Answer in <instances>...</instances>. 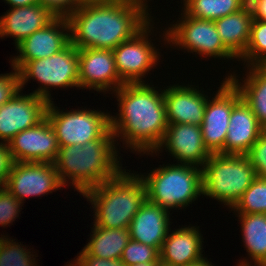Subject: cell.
<instances>
[{
	"instance_id": "obj_1",
	"label": "cell",
	"mask_w": 266,
	"mask_h": 266,
	"mask_svg": "<svg viewBox=\"0 0 266 266\" xmlns=\"http://www.w3.org/2000/svg\"><path fill=\"white\" fill-rule=\"evenodd\" d=\"M151 86L148 82L123 84L113 93L119 113L110 115L115 142L121 137L131 152L148 155L161 145L168 127L164 89L159 92Z\"/></svg>"
},
{
	"instance_id": "obj_2",
	"label": "cell",
	"mask_w": 266,
	"mask_h": 266,
	"mask_svg": "<svg viewBox=\"0 0 266 266\" xmlns=\"http://www.w3.org/2000/svg\"><path fill=\"white\" fill-rule=\"evenodd\" d=\"M147 0H122L78 7L67 18L70 42L78 49H115L152 18Z\"/></svg>"
},
{
	"instance_id": "obj_3",
	"label": "cell",
	"mask_w": 266,
	"mask_h": 266,
	"mask_svg": "<svg viewBox=\"0 0 266 266\" xmlns=\"http://www.w3.org/2000/svg\"><path fill=\"white\" fill-rule=\"evenodd\" d=\"M115 144V140H92L59 147L53 164L63 186L71 183L82 195L114 178L123 168Z\"/></svg>"
},
{
	"instance_id": "obj_4",
	"label": "cell",
	"mask_w": 266,
	"mask_h": 266,
	"mask_svg": "<svg viewBox=\"0 0 266 266\" xmlns=\"http://www.w3.org/2000/svg\"><path fill=\"white\" fill-rule=\"evenodd\" d=\"M82 195L94 209L93 225L107 229L129 228L133 217L147 199L146 186L140 175L126 172V169Z\"/></svg>"
},
{
	"instance_id": "obj_5",
	"label": "cell",
	"mask_w": 266,
	"mask_h": 266,
	"mask_svg": "<svg viewBox=\"0 0 266 266\" xmlns=\"http://www.w3.org/2000/svg\"><path fill=\"white\" fill-rule=\"evenodd\" d=\"M175 164H163L148 175H140L146 186L147 199L168 211L188 207L203 195L202 168Z\"/></svg>"
},
{
	"instance_id": "obj_6",
	"label": "cell",
	"mask_w": 266,
	"mask_h": 266,
	"mask_svg": "<svg viewBox=\"0 0 266 266\" xmlns=\"http://www.w3.org/2000/svg\"><path fill=\"white\" fill-rule=\"evenodd\" d=\"M256 178L246 155L211 154L202 167L203 195L232 208Z\"/></svg>"
},
{
	"instance_id": "obj_7",
	"label": "cell",
	"mask_w": 266,
	"mask_h": 266,
	"mask_svg": "<svg viewBox=\"0 0 266 266\" xmlns=\"http://www.w3.org/2000/svg\"><path fill=\"white\" fill-rule=\"evenodd\" d=\"M53 103H48L46 117L56 133L59 147L83 145L92 140H115L109 113L85 108L64 112Z\"/></svg>"
},
{
	"instance_id": "obj_8",
	"label": "cell",
	"mask_w": 266,
	"mask_h": 266,
	"mask_svg": "<svg viewBox=\"0 0 266 266\" xmlns=\"http://www.w3.org/2000/svg\"><path fill=\"white\" fill-rule=\"evenodd\" d=\"M20 88L30 79L40 82V87L32 93L51 102L49 88H79L78 48L71 42L60 52L37 60L26 62L19 70Z\"/></svg>"
},
{
	"instance_id": "obj_9",
	"label": "cell",
	"mask_w": 266,
	"mask_h": 266,
	"mask_svg": "<svg viewBox=\"0 0 266 266\" xmlns=\"http://www.w3.org/2000/svg\"><path fill=\"white\" fill-rule=\"evenodd\" d=\"M182 20L171 25L163 32L164 41L170 47L188 50L187 52L198 54L202 57H214L224 59L236 58L222 43L213 20H200L181 13ZM165 34V35H164ZM172 43V44H171ZM179 45V46H178Z\"/></svg>"
},
{
	"instance_id": "obj_10",
	"label": "cell",
	"mask_w": 266,
	"mask_h": 266,
	"mask_svg": "<svg viewBox=\"0 0 266 266\" xmlns=\"http://www.w3.org/2000/svg\"><path fill=\"white\" fill-rule=\"evenodd\" d=\"M152 20L132 38L120 43L112 50L117 73L124 83H144L142 78L158 65L160 53L148 38L152 34L151 30L154 29L151 25Z\"/></svg>"
},
{
	"instance_id": "obj_11",
	"label": "cell",
	"mask_w": 266,
	"mask_h": 266,
	"mask_svg": "<svg viewBox=\"0 0 266 266\" xmlns=\"http://www.w3.org/2000/svg\"><path fill=\"white\" fill-rule=\"evenodd\" d=\"M212 100H207L201 127L203 142L211 154L222 153L230 114L242 99L239 90L225 77Z\"/></svg>"
},
{
	"instance_id": "obj_12",
	"label": "cell",
	"mask_w": 266,
	"mask_h": 266,
	"mask_svg": "<svg viewBox=\"0 0 266 266\" xmlns=\"http://www.w3.org/2000/svg\"><path fill=\"white\" fill-rule=\"evenodd\" d=\"M63 188L56 167L50 162H15L4 185L20 202Z\"/></svg>"
},
{
	"instance_id": "obj_13",
	"label": "cell",
	"mask_w": 266,
	"mask_h": 266,
	"mask_svg": "<svg viewBox=\"0 0 266 266\" xmlns=\"http://www.w3.org/2000/svg\"><path fill=\"white\" fill-rule=\"evenodd\" d=\"M70 43L67 17L56 16L48 25L35 31L16 45L19 55L12 57L11 66L19 70L26 62L51 57Z\"/></svg>"
},
{
	"instance_id": "obj_14",
	"label": "cell",
	"mask_w": 266,
	"mask_h": 266,
	"mask_svg": "<svg viewBox=\"0 0 266 266\" xmlns=\"http://www.w3.org/2000/svg\"><path fill=\"white\" fill-rule=\"evenodd\" d=\"M22 89L0 106V140L7 143L18 133L46 117L48 101L34 93L23 95Z\"/></svg>"
},
{
	"instance_id": "obj_15",
	"label": "cell",
	"mask_w": 266,
	"mask_h": 266,
	"mask_svg": "<svg viewBox=\"0 0 266 266\" xmlns=\"http://www.w3.org/2000/svg\"><path fill=\"white\" fill-rule=\"evenodd\" d=\"M79 89H94L97 92L114 93L125 84L115 67L111 49H78Z\"/></svg>"
},
{
	"instance_id": "obj_16",
	"label": "cell",
	"mask_w": 266,
	"mask_h": 266,
	"mask_svg": "<svg viewBox=\"0 0 266 266\" xmlns=\"http://www.w3.org/2000/svg\"><path fill=\"white\" fill-rule=\"evenodd\" d=\"M15 162H50L57 157L56 133L47 117L37 125L23 130L8 142Z\"/></svg>"
},
{
	"instance_id": "obj_17",
	"label": "cell",
	"mask_w": 266,
	"mask_h": 266,
	"mask_svg": "<svg viewBox=\"0 0 266 266\" xmlns=\"http://www.w3.org/2000/svg\"><path fill=\"white\" fill-rule=\"evenodd\" d=\"M164 148L179 164L200 168L211 156L204 145L201 127L196 124H168L165 137L155 153L159 154Z\"/></svg>"
},
{
	"instance_id": "obj_18",
	"label": "cell",
	"mask_w": 266,
	"mask_h": 266,
	"mask_svg": "<svg viewBox=\"0 0 266 266\" xmlns=\"http://www.w3.org/2000/svg\"><path fill=\"white\" fill-rule=\"evenodd\" d=\"M192 85H173L164 89V102L168 124L201 125L204 117L207 95Z\"/></svg>"
},
{
	"instance_id": "obj_19",
	"label": "cell",
	"mask_w": 266,
	"mask_h": 266,
	"mask_svg": "<svg viewBox=\"0 0 266 266\" xmlns=\"http://www.w3.org/2000/svg\"><path fill=\"white\" fill-rule=\"evenodd\" d=\"M170 223V211L146 199L130 223V239L160 251Z\"/></svg>"
},
{
	"instance_id": "obj_20",
	"label": "cell",
	"mask_w": 266,
	"mask_h": 266,
	"mask_svg": "<svg viewBox=\"0 0 266 266\" xmlns=\"http://www.w3.org/2000/svg\"><path fill=\"white\" fill-rule=\"evenodd\" d=\"M264 128L241 99L232 109L223 154L246 155Z\"/></svg>"
},
{
	"instance_id": "obj_21",
	"label": "cell",
	"mask_w": 266,
	"mask_h": 266,
	"mask_svg": "<svg viewBox=\"0 0 266 266\" xmlns=\"http://www.w3.org/2000/svg\"><path fill=\"white\" fill-rule=\"evenodd\" d=\"M0 16V37H12L15 46L35 31L48 25L56 16L41 4L10 8Z\"/></svg>"
},
{
	"instance_id": "obj_22",
	"label": "cell",
	"mask_w": 266,
	"mask_h": 266,
	"mask_svg": "<svg viewBox=\"0 0 266 266\" xmlns=\"http://www.w3.org/2000/svg\"><path fill=\"white\" fill-rule=\"evenodd\" d=\"M203 236L199 227L188 226L168 232L160 248V261L172 266H185L204 258Z\"/></svg>"
},
{
	"instance_id": "obj_23",
	"label": "cell",
	"mask_w": 266,
	"mask_h": 266,
	"mask_svg": "<svg viewBox=\"0 0 266 266\" xmlns=\"http://www.w3.org/2000/svg\"><path fill=\"white\" fill-rule=\"evenodd\" d=\"M252 20V12L248 5L238 12L214 20L223 45L237 61L248 46Z\"/></svg>"
},
{
	"instance_id": "obj_24",
	"label": "cell",
	"mask_w": 266,
	"mask_h": 266,
	"mask_svg": "<svg viewBox=\"0 0 266 266\" xmlns=\"http://www.w3.org/2000/svg\"><path fill=\"white\" fill-rule=\"evenodd\" d=\"M227 78L239 90L241 98L251 108L259 124L266 129V70L262 66L247 67L242 83L236 74ZM240 82V83H239Z\"/></svg>"
},
{
	"instance_id": "obj_25",
	"label": "cell",
	"mask_w": 266,
	"mask_h": 266,
	"mask_svg": "<svg viewBox=\"0 0 266 266\" xmlns=\"http://www.w3.org/2000/svg\"><path fill=\"white\" fill-rule=\"evenodd\" d=\"M90 240L83 248L88 254L103 259H120L130 240L129 228L97 227L93 225Z\"/></svg>"
},
{
	"instance_id": "obj_26",
	"label": "cell",
	"mask_w": 266,
	"mask_h": 266,
	"mask_svg": "<svg viewBox=\"0 0 266 266\" xmlns=\"http://www.w3.org/2000/svg\"><path fill=\"white\" fill-rule=\"evenodd\" d=\"M248 257L254 266H266V214H237Z\"/></svg>"
},
{
	"instance_id": "obj_27",
	"label": "cell",
	"mask_w": 266,
	"mask_h": 266,
	"mask_svg": "<svg viewBox=\"0 0 266 266\" xmlns=\"http://www.w3.org/2000/svg\"><path fill=\"white\" fill-rule=\"evenodd\" d=\"M248 0H183V11L192 18L216 20L240 11Z\"/></svg>"
},
{
	"instance_id": "obj_28",
	"label": "cell",
	"mask_w": 266,
	"mask_h": 266,
	"mask_svg": "<svg viewBox=\"0 0 266 266\" xmlns=\"http://www.w3.org/2000/svg\"><path fill=\"white\" fill-rule=\"evenodd\" d=\"M231 209L236 214H266V180L257 177Z\"/></svg>"
},
{
	"instance_id": "obj_29",
	"label": "cell",
	"mask_w": 266,
	"mask_h": 266,
	"mask_svg": "<svg viewBox=\"0 0 266 266\" xmlns=\"http://www.w3.org/2000/svg\"><path fill=\"white\" fill-rule=\"evenodd\" d=\"M239 60L245 61L246 67L266 62V21L252 20L249 43Z\"/></svg>"
},
{
	"instance_id": "obj_30",
	"label": "cell",
	"mask_w": 266,
	"mask_h": 266,
	"mask_svg": "<svg viewBox=\"0 0 266 266\" xmlns=\"http://www.w3.org/2000/svg\"><path fill=\"white\" fill-rule=\"evenodd\" d=\"M21 245V246H20ZM21 242L8 239L5 235L0 237V266H37L36 258H33L30 250Z\"/></svg>"
},
{
	"instance_id": "obj_31",
	"label": "cell",
	"mask_w": 266,
	"mask_h": 266,
	"mask_svg": "<svg viewBox=\"0 0 266 266\" xmlns=\"http://www.w3.org/2000/svg\"><path fill=\"white\" fill-rule=\"evenodd\" d=\"M120 259L126 266L139 263H158L160 261V252L156 247L130 239L123 249Z\"/></svg>"
},
{
	"instance_id": "obj_32",
	"label": "cell",
	"mask_w": 266,
	"mask_h": 266,
	"mask_svg": "<svg viewBox=\"0 0 266 266\" xmlns=\"http://www.w3.org/2000/svg\"><path fill=\"white\" fill-rule=\"evenodd\" d=\"M6 188L0 187V226L6 227L19 216L23 206Z\"/></svg>"
},
{
	"instance_id": "obj_33",
	"label": "cell",
	"mask_w": 266,
	"mask_h": 266,
	"mask_svg": "<svg viewBox=\"0 0 266 266\" xmlns=\"http://www.w3.org/2000/svg\"><path fill=\"white\" fill-rule=\"evenodd\" d=\"M246 156L255 169L256 176L266 180V129L262 131Z\"/></svg>"
},
{
	"instance_id": "obj_34",
	"label": "cell",
	"mask_w": 266,
	"mask_h": 266,
	"mask_svg": "<svg viewBox=\"0 0 266 266\" xmlns=\"http://www.w3.org/2000/svg\"><path fill=\"white\" fill-rule=\"evenodd\" d=\"M12 68L14 72L0 74V106L7 103L21 90L19 71L14 67Z\"/></svg>"
},
{
	"instance_id": "obj_35",
	"label": "cell",
	"mask_w": 266,
	"mask_h": 266,
	"mask_svg": "<svg viewBox=\"0 0 266 266\" xmlns=\"http://www.w3.org/2000/svg\"><path fill=\"white\" fill-rule=\"evenodd\" d=\"M75 261V262H74ZM67 266H126L121 259H103L88 254L84 249Z\"/></svg>"
},
{
	"instance_id": "obj_36",
	"label": "cell",
	"mask_w": 266,
	"mask_h": 266,
	"mask_svg": "<svg viewBox=\"0 0 266 266\" xmlns=\"http://www.w3.org/2000/svg\"><path fill=\"white\" fill-rule=\"evenodd\" d=\"M39 4L50 10L55 16L68 17L78 7L77 0H39Z\"/></svg>"
},
{
	"instance_id": "obj_37",
	"label": "cell",
	"mask_w": 266,
	"mask_h": 266,
	"mask_svg": "<svg viewBox=\"0 0 266 266\" xmlns=\"http://www.w3.org/2000/svg\"><path fill=\"white\" fill-rule=\"evenodd\" d=\"M14 163L8 144L0 141V187H4Z\"/></svg>"
},
{
	"instance_id": "obj_38",
	"label": "cell",
	"mask_w": 266,
	"mask_h": 266,
	"mask_svg": "<svg viewBox=\"0 0 266 266\" xmlns=\"http://www.w3.org/2000/svg\"><path fill=\"white\" fill-rule=\"evenodd\" d=\"M253 20L266 21V0H248Z\"/></svg>"
},
{
	"instance_id": "obj_39",
	"label": "cell",
	"mask_w": 266,
	"mask_h": 266,
	"mask_svg": "<svg viewBox=\"0 0 266 266\" xmlns=\"http://www.w3.org/2000/svg\"><path fill=\"white\" fill-rule=\"evenodd\" d=\"M4 1L10 5V8L29 6L39 3V0H4Z\"/></svg>"
},
{
	"instance_id": "obj_40",
	"label": "cell",
	"mask_w": 266,
	"mask_h": 266,
	"mask_svg": "<svg viewBox=\"0 0 266 266\" xmlns=\"http://www.w3.org/2000/svg\"><path fill=\"white\" fill-rule=\"evenodd\" d=\"M122 0H77L79 6L88 4H111Z\"/></svg>"
},
{
	"instance_id": "obj_41",
	"label": "cell",
	"mask_w": 266,
	"mask_h": 266,
	"mask_svg": "<svg viewBox=\"0 0 266 266\" xmlns=\"http://www.w3.org/2000/svg\"><path fill=\"white\" fill-rule=\"evenodd\" d=\"M185 266H213L211 262L208 261V259L205 257V258H202L200 259L199 261H196L194 263H190L188 265H185Z\"/></svg>"
},
{
	"instance_id": "obj_42",
	"label": "cell",
	"mask_w": 266,
	"mask_h": 266,
	"mask_svg": "<svg viewBox=\"0 0 266 266\" xmlns=\"http://www.w3.org/2000/svg\"><path fill=\"white\" fill-rule=\"evenodd\" d=\"M246 259H243L241 262L239 260V263L237 264V266H251L253 263L250 261L248 262L247 260L245 261ZM251 263V264H250ZM254 266V265H252Z\"/></svg>"
},
{
	"instance_id": "obj_43",
	"label": "cell",
	"mask_w": 266,
	"mask_h": 266,
	"mask_svg": "<svg viewBox=\"0 0 266 266\" xmlns=\"http://www.w3.org/2000/svg\"><path fill=\"white\" fill-rule=\"evenodd\" d=\"M158 263H139L132 266H157Z\"/></svg>"
},
{
	"instance_id": "obj_44",
	"label": "cell",
	"mask_w": 266,
	"mask_h": 266,
	"mask_svg": "<svg viewBox=\"0 0 266 266\" xmlns=\"http://www.w3.org/2000/svg\"><path fill=\"white\" fill-rule=\"evenodd\" d=\"M157 266H172L165 263H162L161 261L158 262Z\"/></svg>"
},
{
	"instance_id": "obj_45",
	"label": "cell",
	"mask_w": 266,
	"mask_h": 266,
	"mask_svg": "<svg viewBox=\"0 0 266 266\" xmlns=\"http://www.w3.org/2000/svg\"><path fill=\"white\" fill-rule=\"evenodd\" d=\"M266 70V62L261 65Z\"/></svg>"
}]
</instances>
